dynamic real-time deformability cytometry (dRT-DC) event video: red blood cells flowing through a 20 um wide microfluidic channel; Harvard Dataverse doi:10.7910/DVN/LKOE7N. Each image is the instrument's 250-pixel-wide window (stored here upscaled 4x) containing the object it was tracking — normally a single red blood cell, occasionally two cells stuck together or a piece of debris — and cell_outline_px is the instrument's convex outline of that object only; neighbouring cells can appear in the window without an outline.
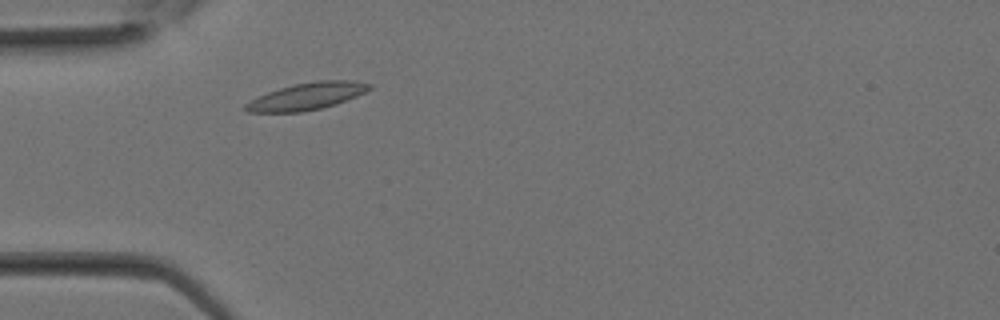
{"species": "Egyptian fruit bat (a non-hibernating species)", "species_latin": "Rousettus aegyptiacus", "temperature_condition": "room temperature", "stored_images_in_passage": 8, "camera_frame_rate_fps": 3000, "um_per_image_px": 0.085, "animal": {"sex": "female"}, "frame": {"image": 1, "passage_image": 4, "time_ms": 1.0, "image_size_px": [1000, 320], "cell_outline_px": [[372, 88], [356, 96], [336, 104], [320, 108], [300, 112], [248, 112], [240, 108], [244, 104], [268, 92], [292, 84], [316, 80], [352, 80], [372, 84]], "centroid_in_image_um": [26.07, 8.17], "position_along_channel_um": 58.9, "area_um2": 19.48}}
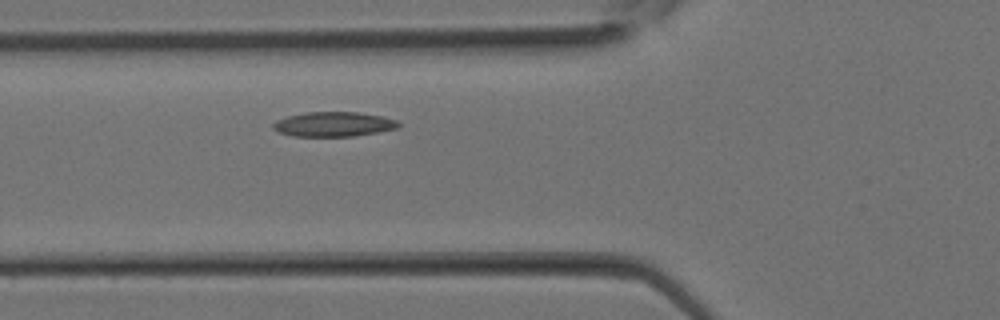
{"frame": {"image": 2, "passage_image": 6, "time_ms": 1.667, "image_size_px": [1000, 320], "cell_outline_px": [[400, 124], [396, 128], [376, 132], [352, 136], [292, 136], [280, 132], [272, 128], [272, 124], [276, 120], [288, 116], [304, 112], [360, 112], [380, 116], [396, 120]], "centroid_in_image_um": [28.31, 10.55], "position_along_channel_um": 97.5, "area_um2": 17.86}}
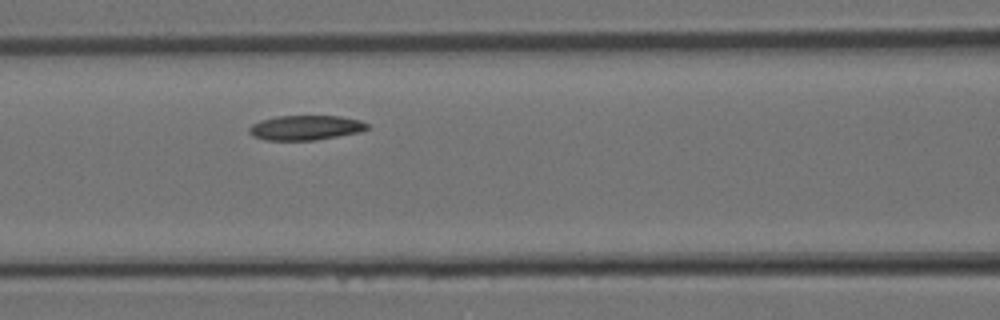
{"frame": {"image": 3, "passage_image": 8, "time_ms": 2.333, "image_size_px": [1000, 320], "cell_outline_px": [[368, 128], [360, 132], [316, 140], [264, 140], [252, 136], [248, 132], [248, 128], [252, 124], [260, 120], [276, 116], [340, 116], [360, 120], [368, 124]], "centroid_in_image_um": [25.94, 10.85], "position_along_channel_um": 140.7, "area_um2": 17.11}}